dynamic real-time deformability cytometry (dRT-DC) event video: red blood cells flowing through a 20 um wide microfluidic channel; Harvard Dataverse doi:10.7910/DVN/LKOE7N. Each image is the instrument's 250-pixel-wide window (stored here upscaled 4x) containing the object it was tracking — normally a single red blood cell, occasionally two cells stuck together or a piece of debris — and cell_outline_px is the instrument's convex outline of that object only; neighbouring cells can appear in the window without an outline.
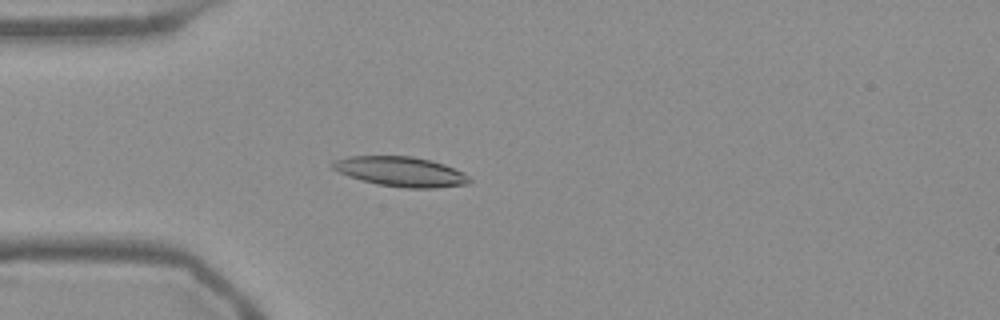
{"species": "Egyptian fruit bat (a non-hibernating species)", "species_latin": "Rousettus aegyptiacus", "temperature_condition": "warm", "stored_images_in_passage": 54, "camera_frame_rate_fps": 3000, "um_per_image_px": 0.085, "frame": {"image": 1, "passage_image": 15, "time_ms": 4.667, "image_size_px": [1000, 320], "cell_outline_px": [[472, 180], [468, 184], [436, 188], [404, 188], [376, 184], [348, 176], [332, 168], [328, 164], [332, 160], [348, 156], [412, 156], [432, 160], [444, 164], [464, 172]], "centroid_in_image_um": [34.05, 14.58], "position_along_channel_um": 51.0, "area_um2": 24.04}}
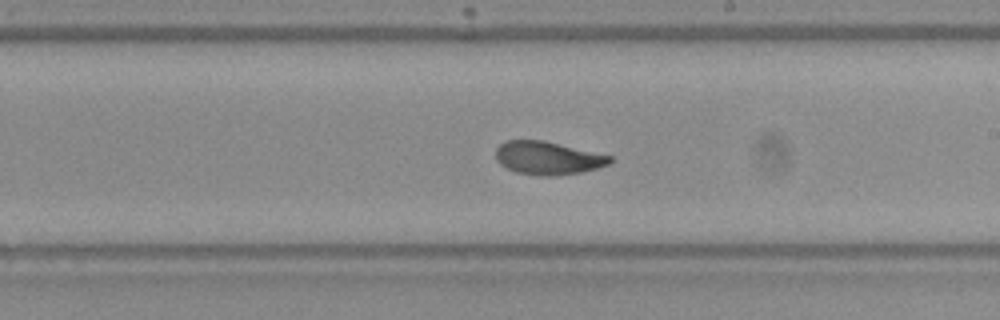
{"frame": {"image": 2, "passage_image": 31, "time_ms": 10.0, "image_size_px": [1000, 320], "cell_outline_px": [[612, 160], [608, 164], [596, 168], [580, 172], [556, 176], [544, 176], [516, 172], [500, 164], [496, 160], [496, 148], [504, 140], [544, 140], [612, 156]], "centroid_in_image_um": [46.54, 13.42], "position_along_channel_um": 242.5, "area_um2": 21.96}}
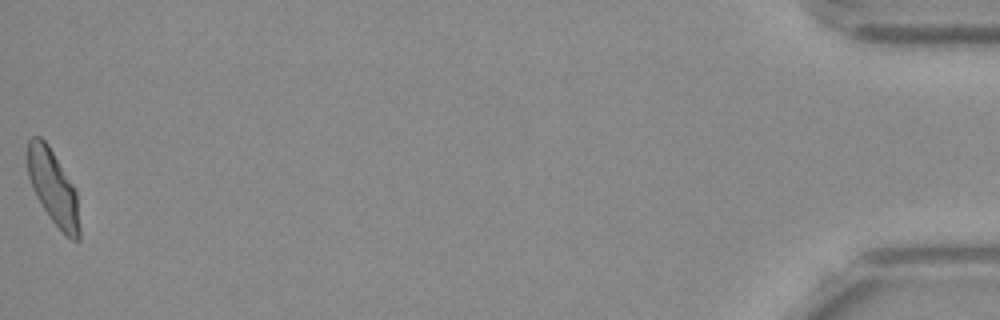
{"frame": {"image": 3, "passage_image": 54, "time_ms": 17.667, "image_size_px": [1000, 320], "cell_outline_px": [[80, 240], [72, 240], [48, 216], [36, 196], [32, 188], [28, 176], [28, 140], [32, 136], [40, 136], [48, 144], [72, 184], [76, 192], [80, 228]], "centroid_in_image_um": [4.51, 15.93], "position_along_channel_um": 430.7, "area_um2": 22.2}, "authors_computed_cell_mechanics": {"area_um2": 22.542, "velocity_mm_per_s": 3.7587, "shape_relaxation_time_tau1_ms": 5.0735, "shape_relaxation_time_tau2_ms": 1.7959, "deformation_change_tau1": 0.1482, "deformation_change_tau2": 0.0814}}